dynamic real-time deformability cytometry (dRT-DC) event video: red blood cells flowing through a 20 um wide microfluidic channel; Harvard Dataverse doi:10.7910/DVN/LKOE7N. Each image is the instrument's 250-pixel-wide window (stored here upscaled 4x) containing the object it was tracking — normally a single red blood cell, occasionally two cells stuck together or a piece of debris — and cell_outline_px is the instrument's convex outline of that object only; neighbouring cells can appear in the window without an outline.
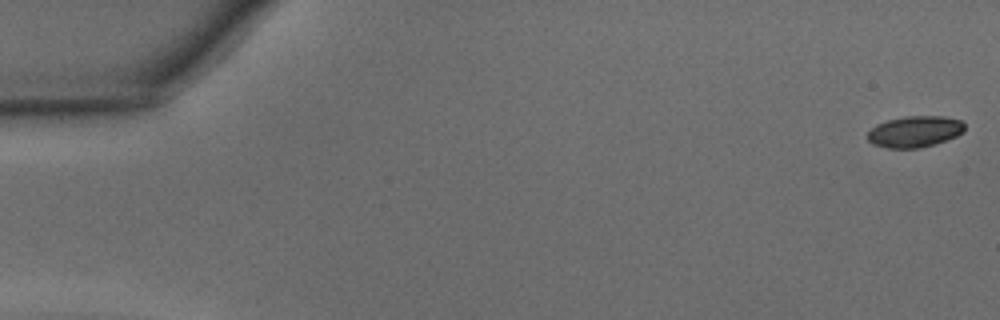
{"species": "common noctule bat (a hibernating species)", "species_latin": "Nyctalus noctula", "temperature_condition": "warm", "stored_images_in_passage": 47, "camera_frame_rate_fps": 3000, "um_per_image_px": 0.085, "animal": {"sex": "male", "body_mass_g": 15.6}, "frame": {"image": 1, "passage_image": 1, "time_ms": 0.0, "image_size_px": [1000, 320], "cell_outline_px": [[964, 132], [956, 136], [936, 144], [920, 148], [888, 148], [872, 144], [868, 140], [868, 132], [876, 124], [888, 120], [904, 116], [944, 116], [960, 120], [964, 124]], "centroid_in_image_um": [77.76, 11.19], "position_along_channel_um": 7.2, "area_um2": 17.74}}
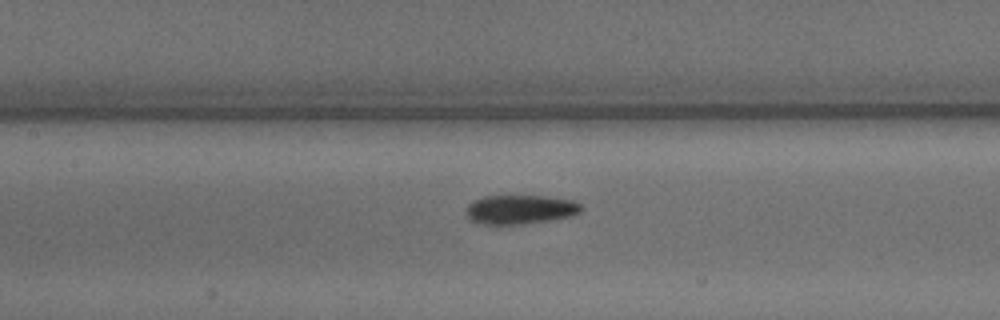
{"frame": {"image": 2, "passage_image": 22, "time_ms": 7.0, "image_size_px": [1000, 320], "cell_outline_px": [[584, 208], [580, 212], [568, 216], [552, 220], [524, 224], [476, 224], [468, 220], [464, 212], [468, 204], [472, 200], [484, 196], [544, 196], [576, 200]], "centroid_in_image_um": [44.16, 17.81], "position_along_channel_um": 163.2, "area_um2": 19.94}}
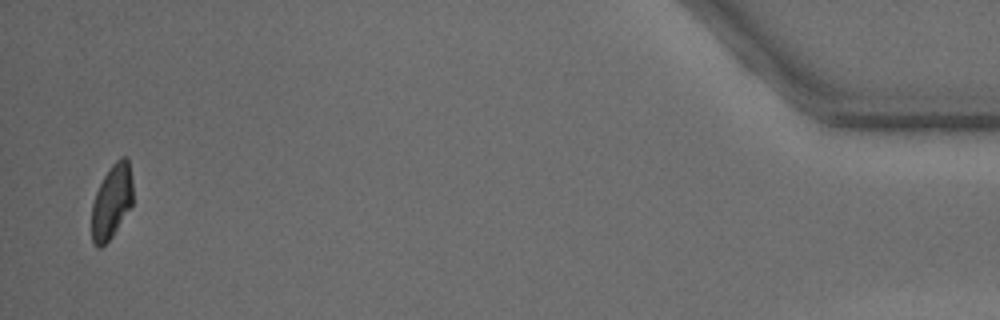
{"frame": {"image": 3, "passage_image": 46, "time_ms": 15.0, "image_size_px": [1000, 320], "cell_outline_px": [[132, 204], [112, 236], [100, 248], [96, 248], [92, 240], [92, 204], [96, 192], [104, 176], [112, 164], [120, 156], [128, 156], [132, 180]], "centroid_in_image_um": [9.49, 17.1], "position_along_channel_um": 425.7, "area_um2": 17.69}, "authors_computed_cell_mechanics": {"area_um2": 19.4786, "velocity_mm_per_s": 4.3358, "shape_relaxation_time_tau1_ms": 3.2905, "shape_relaxation_time_tau2_ms": 2.693, "deformation_change_tau1": 0.163, "deformation_change_tau2": 0.0707}}